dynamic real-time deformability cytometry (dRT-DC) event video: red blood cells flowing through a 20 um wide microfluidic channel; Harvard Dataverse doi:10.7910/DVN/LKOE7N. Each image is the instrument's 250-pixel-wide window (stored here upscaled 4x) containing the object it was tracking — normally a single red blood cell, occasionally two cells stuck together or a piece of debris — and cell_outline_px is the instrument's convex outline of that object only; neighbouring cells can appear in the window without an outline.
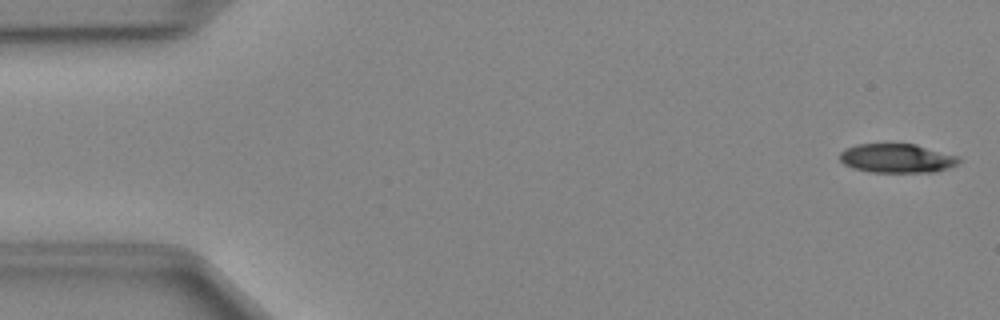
{"species": "Egyptian fruit bat (a non-hibernating species)", "species_latin": "Rousettus aegyptiacus", "temperature_condition": "cold", "stored_images_in_passage": 14, "camera_frame_rate_fps": 3000, "um_per_image_px": 0.085, "animal": {"sex": "female"}, "frame": {"image": 1, "passage_image": 1, "time_ms": 0.0, "image_size_px": [1000, 320], "cell_outline_px": [[960, 160], [956, 164], [948, 168], [936, 172], [872, 172], [852, 168], [844, 164], [840, 160], [840, 152], [844, 148], [856, 144], [916, 144], [960, 156]], "centroid_in_image_um": [76.24, 13.45], "position_along_channel_um": 8.8, "area_um2": 20.29}}
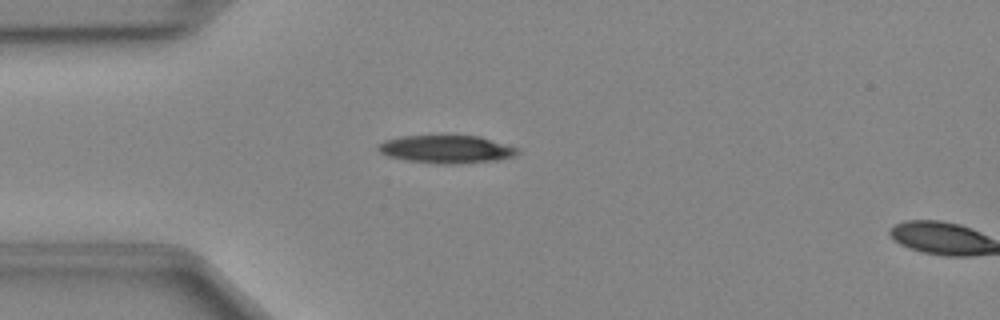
{"frame": {"image": 2, "passage_image": 12, "time_ms": 3.667, "image_size_px": [1000, 320], "cell_outline_px": [[520, 152], [516, 156], [500, 160], [456, 164], [436, 164], [404, 160], [388, 156], [380, 152], [376, 148], [384, 140], [400, 136], [480, 136], [520, 148]], "centroid_in_image_um": [37.99, 12.7], "position_along_channel_um": 47.0, "area_um2": 22.95}}